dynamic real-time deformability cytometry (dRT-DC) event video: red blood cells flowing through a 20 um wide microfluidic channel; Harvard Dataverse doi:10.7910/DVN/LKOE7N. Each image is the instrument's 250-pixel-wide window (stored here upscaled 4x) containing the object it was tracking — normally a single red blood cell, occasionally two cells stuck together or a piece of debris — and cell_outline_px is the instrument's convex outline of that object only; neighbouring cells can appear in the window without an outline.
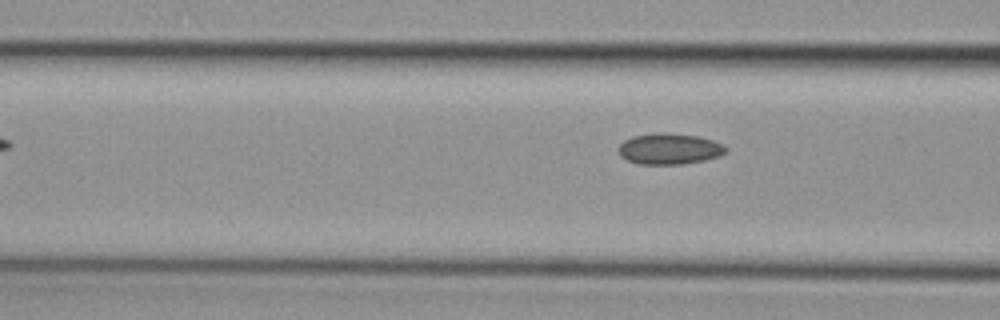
{"species": "common noctule bat (a hibernating species)", "species_latin": "Nyctalus noctula", "temperature_condition": "cold", "stored_images_in_passage": 7, "segment_of_instrument_passage": [2, 2], "camera_frame_rate_fps": 3000, "um_per_image_px": 0.085, "animal": {"sex": "female", "body_mass_g": 29.2, "forearm_length_mm": 56.3}, "frame": {"image": 1, "passage_image": 7, "time_ms": 2.0, "image_size_px": [1000, 320], "cell_outline_px": [[728, 148], [720, 156], [704, 160], [680, 164], [640, 164], [628, 160], [620, 156], [616, 148], [624, 140], [632, 136], [660, 132], [664, 132], [696, 136], [712, 140], [724, 144]], "centroid_in_image_um": [56.87, 12.64], "position_along_channel_um": 109.7, "area_um2": 19.42}}